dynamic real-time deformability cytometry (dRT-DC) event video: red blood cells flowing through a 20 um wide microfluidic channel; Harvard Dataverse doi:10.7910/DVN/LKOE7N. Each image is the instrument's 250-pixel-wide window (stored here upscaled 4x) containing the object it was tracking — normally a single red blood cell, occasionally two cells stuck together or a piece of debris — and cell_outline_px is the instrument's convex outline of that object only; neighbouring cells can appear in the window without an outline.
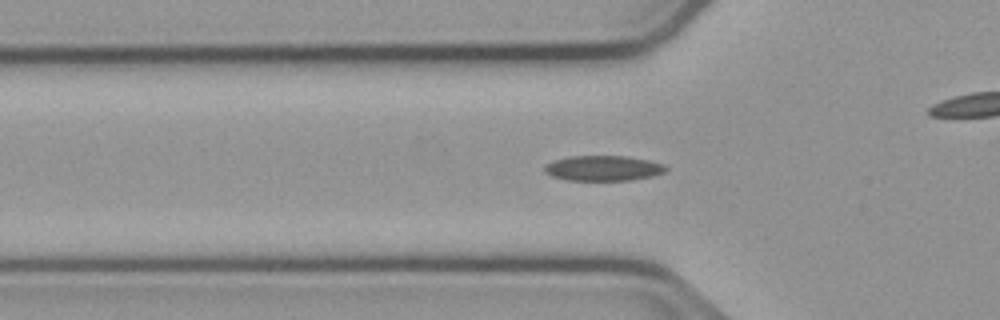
{"species": "common noctule bat (a hibernating species)", "species_latin": "Nyctalus noctula", "temperature_condition": "cold", "stored_images_in_passage": 47, "camera_frame_rate_fps": 3000, "um_per_image_px": 0.085, "animal": {"sex": "male", "body_mass_g": 23.1, "forearm_length_mm": 52.7}, "frame": {"image": 1, "passage_image": 9, "time_ms": 2.667, "image_size_px": [1000, 320], "cell_outline_px": [[668, 168], [664, 172], [652, 176], [632, 180], [568, 180], [552, 176], [544, 172], [544, 168], [552, 160], [568, 156], [624, 156], [648, 160], [664, 164]], "centroid_in_image_um": [51.27, 14.29], "position_along_channel_um": 74.5, "area_um2": 17.8}}
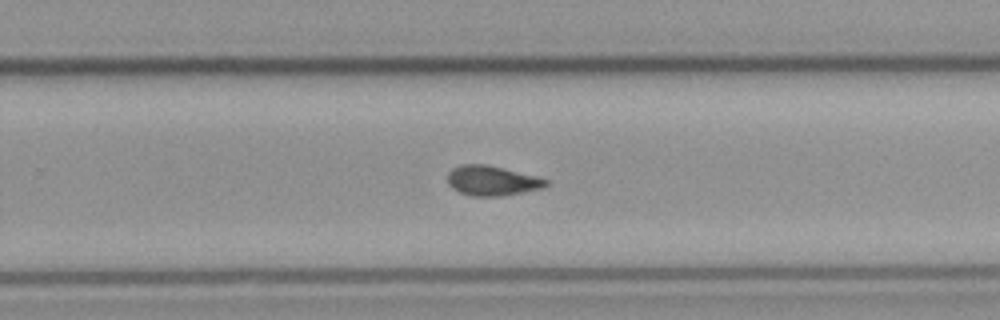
{"frame": {"image": 2, "passage_image": 26, "time_ms": 8.333, "image_size_px": [1000, 320], "cell_outline_px": [[548, 184], [544, 188], [500, 196], [472, 196], [460, 192], [452, 188], [448, 184], [448, 172], [452, 168], [460, 164], [488, 164], [536, 176], [548, 180]], "centroid_in_image_um": [41.81, 15.35], "position_along_channel_um": 288.0, "area_um2": 17.17}}
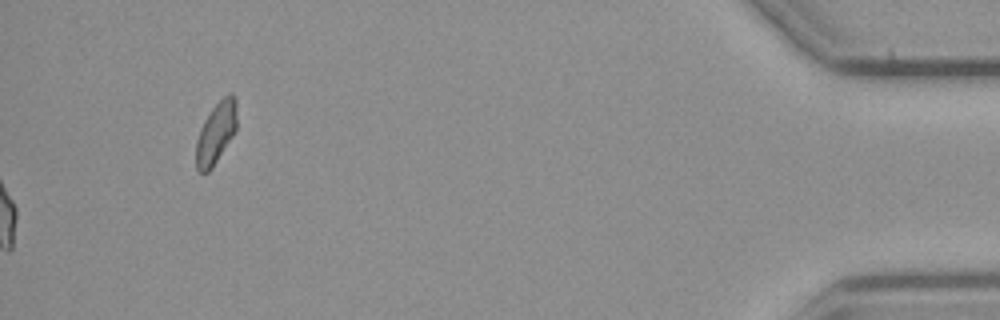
{"frame": {"image": 3, "passage_image": 47, "time_ms": 15.333, "image_size_px": [1000, 320], "cell_outline_px": [[236, 128], [232, 136], [212, 168], [208, 172], [200, 172], [196, 168], [196, 140], [200, 128], [204, 120], [212, 108], [228, 92], [232, 92], [236, 100]], "centroid_in_image_um": [18.35, 11.28], "position_along_channel_um": 416.9, "area_um2": 14.51}, "authors_computed_cell_mechanics": {"area_um2": 16.9932, "velocity_mm_per_s": 3.7542, "shape_relaxation_time_tau1_ms": null, "shape_relaxation_time_tau2_ms": 3.5787, "deformation_change_tau1": null, "deformation_change_tau2": 0.0961}}